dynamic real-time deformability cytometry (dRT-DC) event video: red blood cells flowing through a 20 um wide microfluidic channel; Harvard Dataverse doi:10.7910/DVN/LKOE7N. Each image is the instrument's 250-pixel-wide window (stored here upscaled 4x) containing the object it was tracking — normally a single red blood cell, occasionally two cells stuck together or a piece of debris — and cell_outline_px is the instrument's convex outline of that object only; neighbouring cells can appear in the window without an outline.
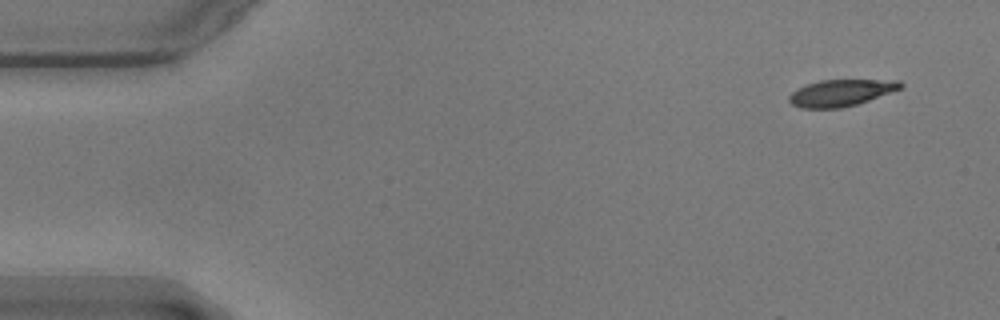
{"species": "common noctule bat (a hibernating species)", "species_latin": "Nyctalus noctula", "temperature_condition": "warm", "stored_images_in_passage": 9, "camera_frame_rate_fps": 3000, "um_per_image_px": 0.085, "animal": {"sex": "male", "body_mass_g": 17.9}, "frame": {"image": 1, "passage_image": 1, "time_ms": 0.0, "image_size_px": [1000, 320], "cell_outline_px": [[904, 84], [900, 88], [868, 100], [856, 104], [840, 108], [800, 108], [792, 104], [788, 100], [788, 96], [796, 88], [820, 80], [900, 80]], "centroid_in_image_um": [71.43, 7.89], "position_along_channel_um": 13.6, "area_um2": 17.11}}